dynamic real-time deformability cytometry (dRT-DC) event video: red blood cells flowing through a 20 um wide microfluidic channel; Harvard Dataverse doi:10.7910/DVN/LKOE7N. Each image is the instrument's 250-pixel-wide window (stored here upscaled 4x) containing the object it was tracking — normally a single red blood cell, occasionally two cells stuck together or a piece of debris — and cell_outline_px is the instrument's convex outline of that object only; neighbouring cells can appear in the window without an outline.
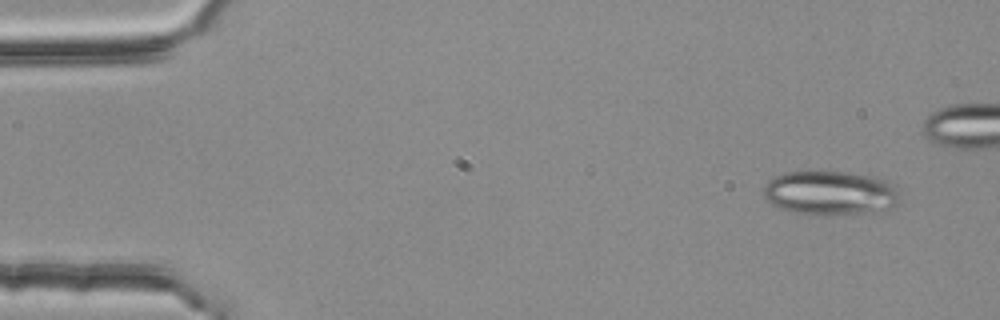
{"species": "common noctule bat (a hibernating species)", "species_latin": "Nyctalus noctula", "temperature_condition": "room temperature", "stored_images_in_passage": 4, "camera_frame_rate_fps": 3000, "um_per_image_px": 0.085, "animal": {"sex": "female", "body_mass_g": 25.1}, "frame": {"image": 1, "passage_image": 1, "time_ms": 0.0, "image_size_px": [1000, 320], "cell_outline_px": [[900, 204], [892, 208], [876, 212], [824, 216], [792, 212], [772, 204], [760, 192], [764, 184], [772, 176], [784, 172], [844, 172], [872, 176], [888, 180], [896, 184]], "centroid_in_image_um": [70.59, 16.41], "position_along_channel_um": 14.4, "area_um2": 35.89}}